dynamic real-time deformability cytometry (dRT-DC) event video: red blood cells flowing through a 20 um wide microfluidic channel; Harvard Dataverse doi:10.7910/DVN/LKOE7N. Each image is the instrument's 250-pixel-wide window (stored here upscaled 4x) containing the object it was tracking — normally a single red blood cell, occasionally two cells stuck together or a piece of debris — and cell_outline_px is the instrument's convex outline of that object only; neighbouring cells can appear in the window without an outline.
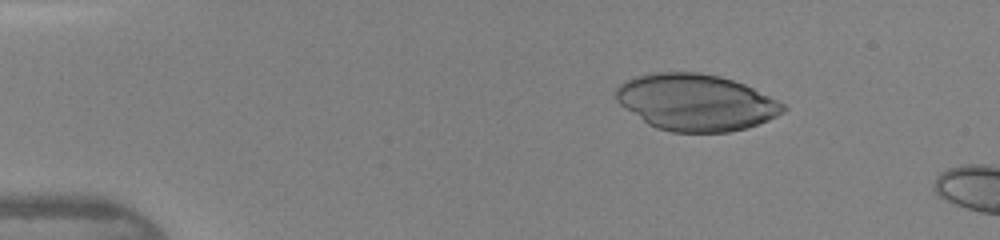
{"species": "human", "species_latin": "Homo sapiens", "temperature_condition": "warm", "stored_images_in_passage": 11, "camera_frame_rate_fps": 3000, "um_per_image_px": 0.085, "donor": {"sex": "female"}, "frame": {"image": 1, "passage_image": 7, "time_ms": 2.0, "image_size_px": [1000, 240], "cell_outline_px": [[788, 108], [784, 112], [768, 120], [748, 128], [728, 132], [672, 132], [656, 128], [648, 124], [620, 104], [616, 100], [612, 92], [624, 80], [636, 76], [656, 72], [700, 72], [720, 76], [744, 84], [784, 104]], "centroid_in_image_um": [59.12, 8.7], "position_along_channel_um": 25.9, "area_um2": 55.2}}